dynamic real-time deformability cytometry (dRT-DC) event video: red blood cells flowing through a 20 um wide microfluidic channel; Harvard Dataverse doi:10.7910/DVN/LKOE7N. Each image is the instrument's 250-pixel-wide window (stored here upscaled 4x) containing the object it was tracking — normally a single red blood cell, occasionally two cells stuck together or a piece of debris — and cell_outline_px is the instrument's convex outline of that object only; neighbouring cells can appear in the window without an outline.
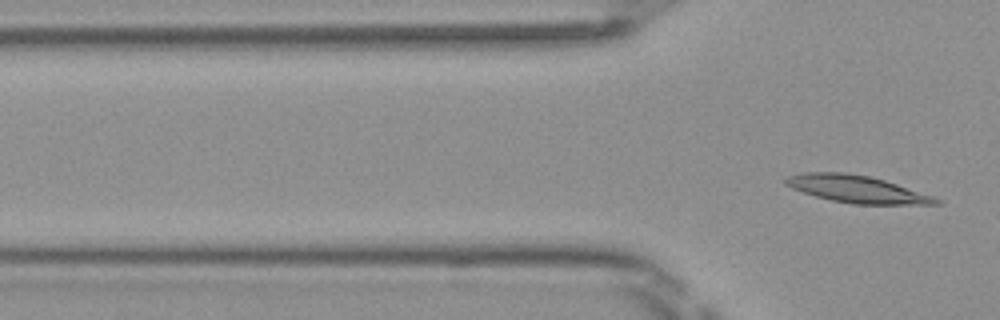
{"species": "Egyptian fruit bat (a non-hibernating species)", "species_latin": "Rousettus aegyptiacus", "temperature_condition": "room temperature", "stored_images_in_passage": 6, "camera_frame_rate_fps": 3000, "um_per_image_px": 0.085, "frame": {"image": 1, "passage_image": 6, "time_ms": 1.667, "image_size_px": [1000, 320], "cell_outline_px": [[940, 204], [852, 204], [832, 200], [816, 196], [792, 188], [784, 184], [784, 180], [788, 176], [804, 172], [844, 172], [868, 176], [884, 180], [932, 196], [940, 200]], "centroid_in_image_um": [72.78, 16.07], "position_along_channel_um": 53.0, "area_um2": 23.47}}